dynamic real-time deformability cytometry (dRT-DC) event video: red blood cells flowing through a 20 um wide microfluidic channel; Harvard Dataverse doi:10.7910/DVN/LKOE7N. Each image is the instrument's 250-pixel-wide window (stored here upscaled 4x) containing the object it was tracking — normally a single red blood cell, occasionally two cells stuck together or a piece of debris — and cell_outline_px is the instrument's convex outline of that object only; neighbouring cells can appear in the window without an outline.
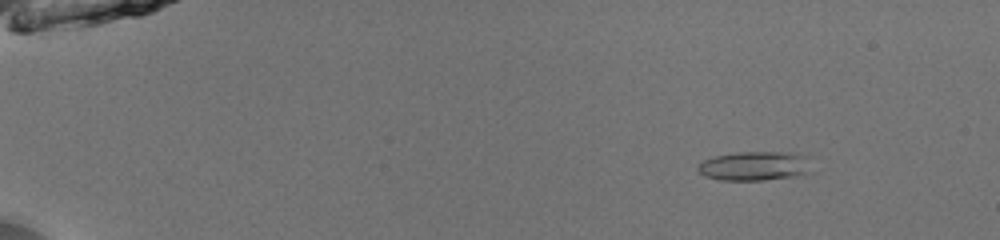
{"species": "common noctule bat (a hibernating species)", "species_latin": "Nyctalus noctula", "temperature_condition": "room temperature", "stored_images_in_passage": 19, "camera_frame_rate_fps": 3000, "um_per_image_px": 0.085, "animal": {"sex": "male", "body_mass_g": 13.0, "forearm_length_mm": 53.1}, "frame": {"image": 1, "passage_image": 8, "time_ms": 2.333, "image_size_px": [1000, 240], "cell_outline_px": [[812, 172], [792, 176], [764, 180], [720, 180], [704, 176], [696, 168], [696, 164], [704, 160], [716, 156], [736, 152], [784, 152], [804, 156]], "centroid_in_image_um": [64.07, 14.11], "position_along_channel_um": 20.9, "area_um2": 19.13}}